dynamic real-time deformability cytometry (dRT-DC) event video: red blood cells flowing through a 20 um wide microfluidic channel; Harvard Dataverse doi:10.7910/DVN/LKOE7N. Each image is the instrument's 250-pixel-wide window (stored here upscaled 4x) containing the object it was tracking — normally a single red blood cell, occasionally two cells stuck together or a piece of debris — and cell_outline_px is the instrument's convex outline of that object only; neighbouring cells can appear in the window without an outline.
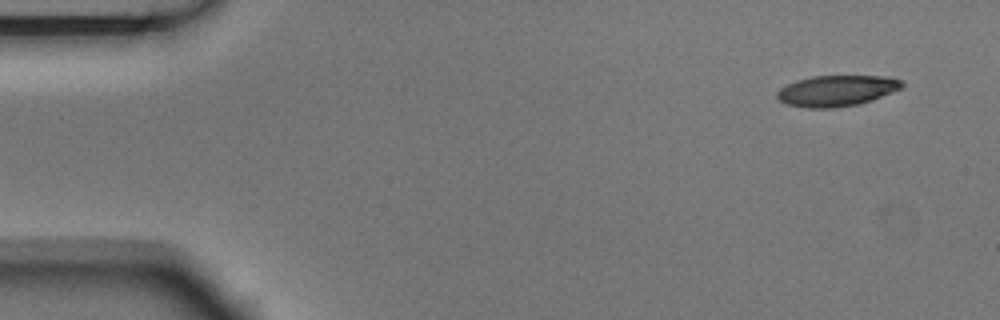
{"species": "Egyptian fruit bat (a non-hibernating species)", "species_latin": "Rousettus aegyptiacus", "temperature_condition": "room temperature", "stored_images_in_passage": 2, "camera_frame_rate_fps": 3000, "um_per_image_px": 0.085, "animal": {"sex": "male"}, "frame": {"image": 1, "passage_image": 2, "time_ms": 0.333, "image_size_px": [1000, 320], "cell_outline_px": [[904, 88], [872, 100], [856, 104], [832, 108], [808, 108], [788, 104], [780, 100], [776, 96], [776, 92], [780, 88], [796, 80], [812, 76], [888, 76], [904, 80]], "centroid_in_image_um": [71.17, 7.7], "position_along_channel_um": 13.8, "area_um2": 22.6}}